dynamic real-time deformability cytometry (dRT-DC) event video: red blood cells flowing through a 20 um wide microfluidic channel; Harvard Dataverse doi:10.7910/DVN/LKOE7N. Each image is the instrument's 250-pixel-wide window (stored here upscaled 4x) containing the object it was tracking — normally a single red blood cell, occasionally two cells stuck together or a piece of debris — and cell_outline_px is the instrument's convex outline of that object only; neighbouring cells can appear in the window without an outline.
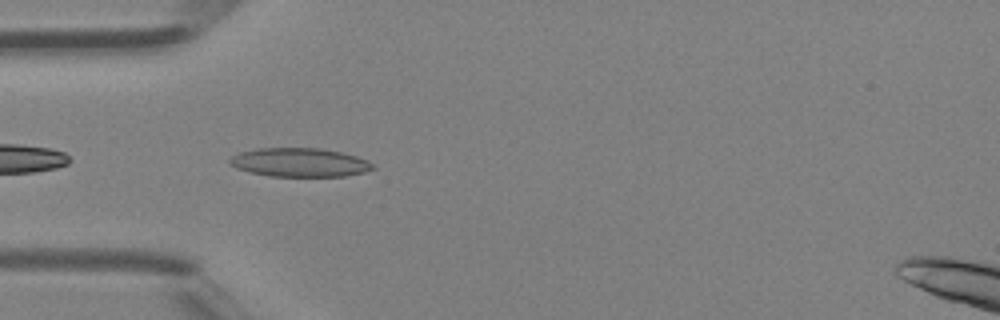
{"species": "Egyptian fruit bat (a non-hibernating species)", "species_latin": "Rousettus aegyptiacus", "temperature_condition": "room temperature", "stored_images_in_passage": 8, "camera_frame_rate_fps": 3000, "um_per_image_px": 0.085, "animal": {"sex": "female"}, "frame": {"image": 1, "passage_image": 2, "time_ms": 0.333, "image_size_px": [1000, 320], "cell_outline_px": [[376, 168], [364, 172], [344, 176], [268, 176], [236, 168], [228, 164], [228, 160], [232, 156], [240, 152], [256, 148], [320, 148], [340, 152], [356, 156], [368, 160]], "centroid_in_image_um": [25.45, 13.8], "position_along_channel_um": 59.5, "area_um2": 23.99}}
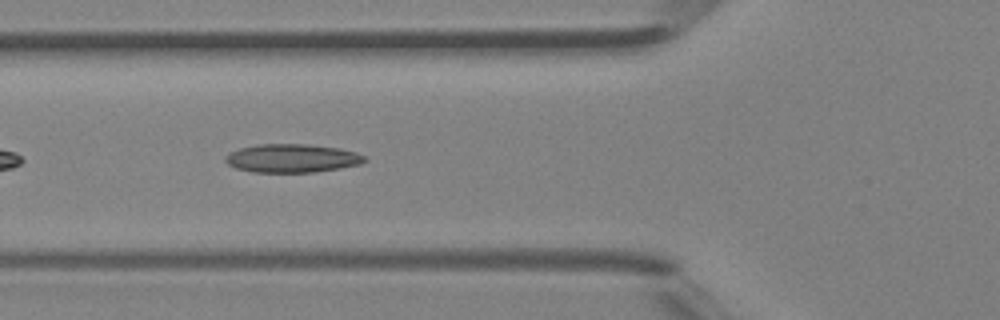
{"frame": {"image": 2, "passage_image": 5, "time_ms": 1.333, "image_size_px": [1000, 320], "cell_outline_px": [[368, 160], [360, 164], [340, 168], [312, 172], [252, 172], [236, 168], [228, 164], [224, 160], [224, 156], [240, 148], [256, 144], [304, 144], [340, 148], [356, 152], [364, 156]], "centroid_in_image_um": [24.82, 13.45], "position_along_channel_um": 101.0, "area_um2": 23.06}}